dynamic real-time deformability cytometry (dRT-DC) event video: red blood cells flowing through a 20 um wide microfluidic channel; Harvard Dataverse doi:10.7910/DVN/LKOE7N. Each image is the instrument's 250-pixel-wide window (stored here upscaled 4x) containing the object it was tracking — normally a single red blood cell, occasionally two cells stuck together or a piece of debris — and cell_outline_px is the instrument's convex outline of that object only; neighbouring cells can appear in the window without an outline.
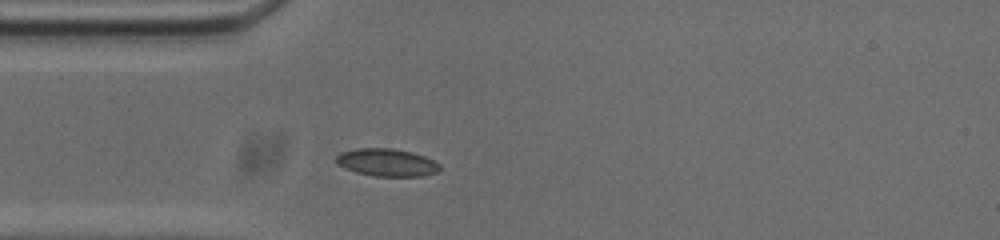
{"species": "common noctule bat (a hibernating species)", "species_latin": "Nyctalus noctula", "temperature_condition": "cold", "stored_images_in_passage": 41, "camera_frame_rate_fps": 3000, "um_per_image_px": 0.085, "animal": {"sex": "male", "body_mass_g": 20.0, "forearm_length_mm": 53.3}, "frame": {"image": 1, "passage_image": 1, "time_ms": 0.0, "image_size_px": [1000, 240], "cell_outline_px": [[440, 172], [424, 176], [376, 176], [356, 172], [344, 168], [336, 164], [336, 156], [340, 152], [356, 148], [392, 148], [412, 152], [424, 156], [440, 164]], "centroid_in_image_um": [32.88, 13.81], "position_along_channel_um": 52.1, "area_um2": 16.82}}
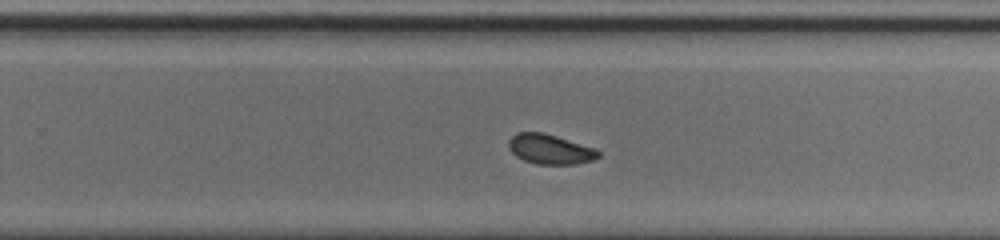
{"frame": {"image": 2, "passage_image": 20, "time_ms": 6.333, "image_size_px": [1000, 240], "cell_outline_px": [[600, 156], [592, 160], [572, 164], [536, 164], [524, 160], [516, 156], [508, 148], [508, 140], [516, 132], [544, 132], [596, 148], [600, 152]], "centroid_in_image_um": [46.74, 12.67], "position_along_channel_um": 283.1, "area_um2": 15.66}}
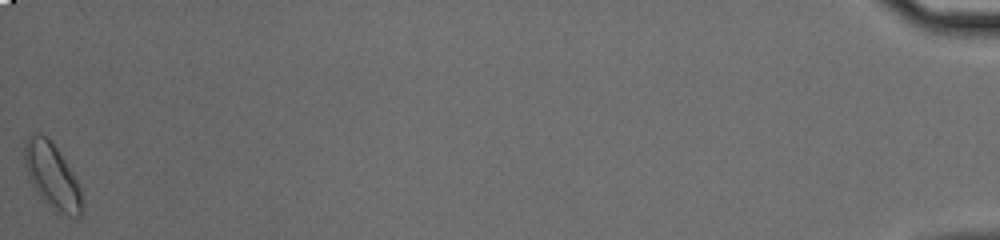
{"frame": {"image": 3, "passage_image": 41, "time_ms": 13.333, "image_size_px": [1000, 240], "cell_outline_px": [[84, 212], [80, 216], [68, 216], [52, 212], [36, 192], [28, 180], [24, 164], [24, 140], [28, 136], [36, 132], [40, 132], [56, 148], [64, 160], [76, 180], [80, 188], [84, 204]], "centroid_in_image_um": [4.4, 15.03], "position_along_channel_um": 430.8, "area_um2": 22.37}, "authors_computed_cell_mechanics": {"area_um2": 16.0106, "velocity_mm_per_s": 3.7011, "shape_relaxation_time_tau1_ms": null, "shape_relaxation_time_tau2_ms": 1.6982, "deformation_change_tau1": null, "deformation_change_tau2": 0.0474}}